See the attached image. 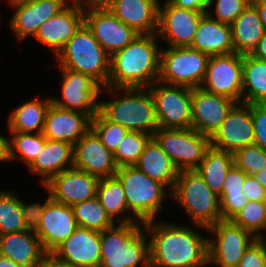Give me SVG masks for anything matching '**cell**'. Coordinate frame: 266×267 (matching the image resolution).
Instances as JSON below:
<instances>
[{
    "label": "cell",
    "instance_id": "cell-1",
    "mask_svg": "<svg viewBox=\"0 0 266 267\" xmlns=\"http://www.w3.org/2000/svg\"><path fill=\"white\" fill-rule=\"evenodd\" d=\"M181 223L160 218L144 223L150 242V267H209L207 228Z\"/></svg>",
    "mask_w": 266,
    "mask_h": 267
},
{
    "label": "cell",
    "instance_id": "cell-2",
    "mask_svg": "<svg viewBox=\"0 0 266 267\" xmlns=\"http://www.w3.org/2000/svg\"><path fill=\"white\" fill-rule=\"evenodd\" d=\"M157 34H138L110 56L109 87L148 88L159 77L162 44Z\"/></svg>",
    "mask_w": 266,
    "mask_h": 267
},
{
    "label": "cell",
    "instance_id": "cell-3",
    "mask_svg": "<svg viewBox=\"0 0 266 267\" xmlns=\"http://www.w3.org/2000/svg\"><path fill=\"white\" fill-rule=\"evenodd\" d=\"M101 94L103 98L108 95L110 97L103 101ZM99 112L107 120L125 127L128 131L153 136L159 128L155 102L148 88L102 87Z\"/></svg>",
    "mask_w": 266,
    "mask_h": 267
},
{
    "label": "cell",
    "instance_id": "cell-4",
    "mask_svg": "<svg viewBox=\"0 0 266 267\" xmlns=\"http://www.w3.org/2000/svg\"><path fill=\"white\" fill-rule=\"evenodd\" d=\"M99 267H150V242L142 222L116 223L100 232Z\"/></svg>",
    "mask_w": 266,
    "mask_h": 267
},
{
    "label": "cell",
    "instance_id": "cell-5",
    "mask_svg": "<svg viewBox=\"0 0 266 267\" xmlns=\"http://www.w3.org/2000/svg\"><path fill=\"white\" fill-rule=\"evenodd\" d=\"M115 176L122 183L129 213L138 222L158 219L164 214L165 201H171L172 191L161 182L149 178L135 166L119 167Z\"/></svg>",
    "mask_w": 266,
    "mask_h": 267
},
{
    "label": "cell",
    "instance_id": "cell-6",
    "mask_svg": "<svg viewBox=\"0 0 266 267\" xmlns=\"http://www.w3.org/2000/svg\"><path fill=\"white\" fill-rule=\"evenodd\" d=\"M54 58L58 61L57 67L87 74L102 87L108 86L110 55L102 48L85 23Z\"/></svg>",
    "mask_w": 266,
    "mask_h": 267
},
{
    "label": "cell",
    "instance_id": "cell-7",
    "mask_svg": "<svg viewBox=\"0 0 266 267\" xmlns=\"http://www.w3.org/2000/svg\"><path fill=\"white\" fill-rule=\"evenodd\" d=\"M171 199L183 208L190 224L209 228L222 220L220 199L204 182L198 172L181 170L171 193Z\"/></svg>",
    "mask_w": 266,
    "mask_h": 267
},
{
    "label": "cell",
    "instance_id": "cell-8",
    "mask_svg": "<svg viewBox=\"0 0 266 267\" xmlns=\"http://www.w3.org/2000/svg\"><path fill=\"white\" fill-rule=\"evenodd\" d=\"M209 55L186 47H161L159 82L197 88L204 79Z\"/></svg>",
    "mask_w": 266,
    "mask_h": 267
},
{
    "label": "cell",
    "instance_id": "cell-9",
    "mask_svg": "<svg viewBox=\"0 0 266 267\" xmlns=\"http://www.w3.org/2000/svg\"><path fill=\"white\" fill-rule=\"evenodd\" d=\"M208 266L237 267L244 252L257 239L231 220H219L207 228Z\"/></svg>",
    "mask_w": 266,
    "mask_h": 267
},
{
    "label": "cell",
    "instance_id": "cell-10",
    "mask_svg": "<svg viewBox=\"0 0 266 267\" xmlns=\"http://www.w3.org/2000/svg\"><path fill=\"white\" fill-rule=\"evenodd\" d=\"M152 137L179 171L196 169L204 159L206 151L211 147L210 137L193 128L167 129L159 127Z\"/></svg>",
    "mask_w": 266,
    "mask_h": 267
},
{
    "label": "cell",
    "instance_id": "cell-11",
    "mask_svg": "<svg viewBox=\"0 0 266 267\" xmlns=\"http://www.w3.org/2000/svg\"><path fill=\"white\" fill-rule=\"evenodd\" d=\"M59 69L61 97L51 96L52 103L63 109L81 112L92 119L99 112L102 86L87 74Z\"/></svg>",
    "mask_w": 266,
    "mask_h": 267
},
{
    "label": "cell",
    "instance_id": "cell-12",
    "mask_svg": "<svg viewBox=\"0 0 266 267\" xmlns=\"http://www.w3.org/2000/svg\"><path fill=\"white\" fill-rule=\"evenodd\" d=\"M150 90L160 128H192V88L154 82Z\"/></svg>",
    "mask_w": 266,
    "mask_h": 267
},
{
    "label": "cell",
    "instance_id": "cell-13",
    "mask_svg": "<svg viewBox=\"0 0 266 267\" xmlns=\"http://www.w3.org/2000/svg\"><path fill=\"white\" fill-rule=\"evenodd\" d=\"M203 90L242 102V54L230 53L210 56L204 79Z\"/></svg>",
    "mask_w": 266,
    "mask_h": 267
},
{
    "label": "cell",
    "instance_id": "cell-14",
    "mask_svg": "<svg viewBox=\"0 0 266 267\" xmlns=\"http://www.w3.org/2000/svg\"><path fill=\"white\" fill-rule=\"evenodd\" d=\"M159 4L157 36L165 45L172 47L190 46L199 21L206 11L180 8L169 0Z\"/></svg>",
    "mask_w": 266,
    "mask_h": 267
},
{
    "label": "cell",
    "instance_id": "cell-15",
    "mask_svg": "<svg viewBox=\"0 0 266 267\" xmlns=\"http://www.w3.org/2000/svg\"><path fill=\"white\" fill-rule=\"evenodd\" d=\"M71 0H33L17 4H8L13 13L7 22L9 28L21 44L33 38L40 25L65 9ZM32 36V37H31Z\"/></svg>",
    "mask_w": 266,
    "mask_h": 267
},
{
    "label": "cell",
    "instance_id": "cell-16",
    "mask_svg": "<svg viewBox=\"0 0 266 267\" xmlns=\"http://www.w3.org/2000/svg\"><path fill=\"white\" fill-rule=\"evenodd\" d=\"M210 144L215 149L230 153L254 145L251 104L237 103L210 137Z\"/></svg>",
    "mask_w": 266,
    "mask_h": 267
},
{
    "label": "cell",
    "instance_id": "cell-17",
    "mask_svg": "<svg viewBox=\"0 0 266 267\" xmlns=\"http://www.w3.org/2000/svg\"><path fill=\"white\" fill-rule=\"evenodd\" d=\"M99 181L98 177L72 167L54 175L42 187L54 201L73 206L96 197Z\"/></svg>",
    "mask_w": 266,
    "mask_h": 267
},
{
    "label": "cell",
    "instance_id": "cell-18",
    "mask_svg": "<svg viewBox=\"0 0 266 267\" xmlns=\"http://www.w3.org/2000/svg\"><path fill=\"white\" fill-rule=\"evenodd\" d=\"M238 102L226 96L192 88V128L211 137Z\"/></svg>",
    "mask_w": 266,
    "mask_h": 267
},
{
    "label": "cell",
    "instance_id": "cell-19",
    "mask_svg": "<svg viewBox=\"0 0 266 267\" xmlns=\"http://www.w3.org/2000/svg\"><path fill=\"white\" fill-rule=\"evenodd\" d=\"M78 227L72 206L54 201H46L40 224L35 232L46 252H52Z\"/></svg>",
    "mask_w": 266,
    "mask_h": 267
},
{
    "label": "cell",
    "instance_id": "cell-20",
    "mask_svg": "<svg viewBox=\"0 0 266 267\" xmlns=\"http://www.w3.org/2000/svg\"><path fill=\"white\" fill-rule=\"evenodd\" d=\"M84 23L110 56L130 44L138 35L108 9L85 12Z\"/></svg>",
    "mask_w": 266,
    "mask_h": 267
},
{
    "label": "cell",
    "instance_id": "cell-21",
    "mask_svg": "<svg viewBox=\"0 0 266 267\" xmlns=\"http://www.w3.org/2000/svg\"><path fill=\"white\" fill-rule=\"evenodd\" d=\"M74 168L100 178L113 177L118 169L114 156L90 129L74 144Z\"/></svg>",
    "mask_w": 266,
    "mask_h": 267
},
{
    "label": "cell",
    "instance_id": "cell-22",
    "mask_svg": "<svg viewBox=\"0 0 266 267\" xmlns=\"http://www.w3.org/2000/svg\"><path fill=\"white\" fill-rule=\"evenodd\" d=\"M83 23L84 12L70 3L59 14L42 23L33 38L55 57Z\"/></svg>",
    "mask_w": 266,
    "mask_h": 267
},
{
    "label": "cell",
    "instance_id": "cell-23",
    "mask_svg": "<svg viewBox=\"0 0 266 267\" xmlns=\"http://www.w3.org/2000/svg\"><path fill=\"white\" fill-rule=\"evenodd\" d=\"M52 252L74 267H99L101 263L100 232L78 226Z\"/></svg>",
    "mask_w": 266,
    "mask_h": 267
},
{
    "label": "cell",
    "instance_id": "cell-24",
    "mask_svg": "<svg viewBox=\"0 0 266 267\" xmlns=\"http://www.w3.org/2000/svg\"><path fill=\"white\" fill-rule=\"evenodd\" d=\"M91 119L81 112L58 107L51 102L45 115L42 131L46 139L74 145L90 130Z\"/></svg>",
    "mask_w": 266,
    "mask_h": 267
},
{
    "label": "cell",
    "instance_id": "cell-25",
    "mask_svg": "<svg viewBox=\"0 0 266 267\" xmlns=\"http://www.w3.org/2000/svg\"><path fill=\"white\" fill-rule=\"evenodd\" d=\"M161 0H117L110 10L138 34H156Z\"/></svg>",
    "mask_w": 266,
    "mask_h": 267
},
{
    "label": "cell",
    "instance_id": "cell-26",
    "mask_svg": "<svg viewBox=\"0 0 266 267\" xmlns=\"http://www.w3.org/2000/svg\"><path fill=\"white\" fill-rule=\"evenodd\" d=\"M74 166V145L46 139L43 150L27 168L29 174L37 176L44 186L54 175Z\"/></svg>",
    "mask_w": 266,
    "mask_h": 267
},
{
    "label": "cell",
    "instance_id": "cell-27",
    "mask_svg": "<svg viewBox=\"0 0 266 267\" xmlns=\"http://www.w3.org/2000/svg\"><path fill=\"white\" fill-rule=\"evenodd\" d=\"M189 47L209 56L235 52L230 24L221 23L205 13Z\"/></svg>",
    "mask_w": 266,
    "mask_h": 267
},
{
    "label": "cell",
    "instance_id": "cell-28",
    "mask_svg": "<svg viewBox=\"0 0 266 267\" xmlns=\"http://www.w3.org/2000/svg\"><path fill=\"white\" fill-rule=\"evenodd\" d=\"M45 252L35 232L23 230L0 235V255L23 267H36Z\"/></svg>",
    "mask_w": 266,
    "mask_h": 267
},
{
    "label": "cell",
    "instance_id": "cell-29",
    "mask_svg": "<svg viewBox=\"0 0 266 267\" xmlns=\"http://www.w3.org/2000/svg\"><path fill=\"white\" fill-rule=\"evenodd\" d=\"M26 100L10 110L7 117L8 133H41L44 128L45 115L52 99L51 95L43 98V94Z\"/></svg>",
    "mask_w": 266,
    "mask_h": 267
},
{
    "label": "cell",
    "instance_id": "cell-30",
    "mask_svg": "<svg viewBox=\"0 0 266 267\" xmlns=\"http://www.w3.org/2000/svg\"><path fill=\"white\" fill-rule=\"evenodd\" d=\"M134 166L149 178L157 180L171 191L173 190L179 170L153 137L146 144Z\"/></svg>",
    "mask_w": 266,
    "mask_h": 267
},
{
    "label": "cell",
    "instance_id": "cell-31",
    "mask_svg": "<svg viewBox=\"0 0 266 267\" xmlns=\"http://www.w3.org/2000/svg\"><path fill=\"white\" fill-rule=\"evenodd\" d=\"M230 26L235 53L242 55L250 54L265 33L258 12L252 4Z\"/></svg>",
    "mask_w": 266,
    "mask_h": 267
},
{
    "label": "cell",
    "instance_id": "cell-32",
    "mask_svg": "<svg viewBox=\"0 0 266 267\" xmlns=\"http://www.w3.org/2000/svg\"><path fill=\"white\" fill-rule=\"evenodd\" d=\"M96 197L115 223L138 222L129 213L123 185L116 176L100 178Z\"/></svg>",
    "mask_w": 266,
    "mask_h": 267
},
{
    "label": "cell",
    "instance_id": "cell-33",
    "mask_svg": "<svg viewBox=\"0 0 266 267\" xmlns=\"http://www.w3.org/2000/svg\"><path fill=\"white\" fill-rule=\"evenodd\" d=\"M242 102L266 103V61L242 55Z\"/></svg>",
    "mask_w": 266,
    "mask_h": 267
},
{
    "label": "cell",
    "instance_id": "cell-34",
    "mask_svg": "<svg viewBox=\"0 0 266 267\" xmlns=\"http://www.w3.org/2000/svg\"><path fill=\"white\" fill-rule=\"evenodd\" d=\"M233 164V153L210 147L195 170L207 186L219 196L226 174Z\"/></svg>",
    "mask_w": 266,
    "mask_h": 267
},
{
    "label": "cell",
    "instance_id": "cell-35",
    "mask_svg": "<svg viewBox=\"0 0 266 267\" xmlns=\"http://www.w3.org/2000/svg\"><path fill=\"white\" fill-rule=\"evenodd\" d=\"M46 138L41 133H9L10 160L24 163L27 169L43 150Z\"/></svg>",
    "mask_w": 266,
    "mask_h": 267
},
{
    "label": "cell",
    "instance_id": "cell-36",
    "mask_svg": "<svg viewBox=\"0 0 266 267\" xmlns=\"http://www.w3.org/2000/svg\"><path fill=\"white\" fill-rule=\"evenodd\" d=\"M20 197L15 189L0 188V235L26 230Z\"/></svg>",
    "mask_w": 266,
    "mask_h": 267
},
{
    "label": "cell",
    "instance_id": "cell-37",
    "mask_svg": "<svg viewBox=\"0 0 266 267\" xmlns=\"http://www.w3.org/2000/svg\"><path fill=\"white\" fill-rule=\"evenodd\" d=\"M79 227L102 232L116 223L107 214L97 197L72 206Z\"/></svg>",
    "mask_w": 266,
    "mask_h": 267
},
{
    "label": "cell",
    "instance_id": "cell-38",
    "mask_svg": "<svg viewBox=\"0 0 266 267\" xmlns=\"http://www.w3.org/2000/svg\"><path fill=\"white\" fill-rule=\"evenodd\" d=\"M151 138L152 135L148 133L128 131L113 153L114 161L118 168L134 166Z\"/></svg>",
    "mask_w": 266,
    "mask_h": 267
},
{
    "label": "cell",
    "instance_id": "cell-39",
    "mask_svg": "<svg viewBox=\"0 0 266 267\" xmlns=\"http://www.w3.org/2000/svg\"><path fill=\"white\" fill-rule=\"evenodd\" d=\"M231 221L258 238L266 232V202L248 201Z\"/></svg>",
    "mask_w": 266,
    "mask_h": 267
},
{
    "label": "cell",
    "instance_id": "cell-40",
    "mask_svg": "<svg viewBox=\"0 0 266 267\" xmlns=\"http://www.w3.org/2000/svg\"><path fill=\"white\" fill-rule=\"evenodd\" d=\"M90 129L112 153L116 151L122 139L128 133L125 127L107 120L100 112L91 119Z\"/></svg>",
    "mask_w": 266,
    "mask_h": 267
},
{
    "label": "cell",
    "instance_id": "cell-41",
    "mask_svg": "<svg viewBox=\"0 0 266 267\" xmlns=\"http://www.w3.org/2000/svg\"><path fill=\"white\" fill-rule=\"evenodd\" d=\"M251 4V0H209L206 13L225 24H231Z\"/></svg>",
    "mask_w": 266,
    "mask_h": 267
},
{
    "label": "cell",
    "instance_id": "cell-42",
    "mask_svg": "<svg viewBox=\"0 0 266 267\" xmlns=\"http://www.w3.org/2000/svg\"><path fill=\"white\" fill-rule=\"evenodd\" d=\"M233 163L243 172L252 175L266 167V151L257 145L246 146L233 153Z\"/></svg>",
    "mask_w": 266,
    "mask_h": 267
},
{
    "label": "cell",
    "instance_id": "cell-43",
    "mask_svg": "<svg viewBox=\"0 0 266 267\" xmlns=\"http://www.w3.org/2000/svg\"><path fill=\"white\" fill-rule=\"evenodd\" d=\"M44 191L47 192L48 196L46 197L45 200L41 203V201H32L31 202H25L23 198L21 197V208H22V213H23V219H24V224L26 226V230L36 232L42 212L45 206L46 201L50 198L49 192L43 187Z\"/></svg>",
    "mask_w": 266,
    "mask_h": 267
},
{
    "label": "cell",
    "instance_id": "cell-44",
    "mask_svg": "<svg viewBox=\"0 0 266 267\" xmlns=\"http://www.w3.org/2000/svg\"><path fill=\"white\" fill-rule=\"evenodd\" d=\"M251 116L254 126V145L266 151V103L251 104Z\"/></svg>",
    "mask_w": 266,
    "mask_h": 267
},
{
    "label": "cell",
    "instance_id": "cell-45",
    "mask_svg": "<svg viewBox=\"0 0 266 267\" xmlns=\"http://www.w3.org/2000/svg\"><path fill=\"white\" fill-rule=\"evenodd\" d=\"M237 267H266V251L258 238L244 252Z\"/></svg>",
    "mask_w": 266,
    "mask_h": 267
},
{
    "label": "cell",
    "instance_id": "cell-46",
    "mask_svg": "<svg viewBox=\"0 0 266 267\" xmlns=\"http://www.w3.org/2000/svg\"><path fill=\"white\" fill-rule=\"evenodd\" d=\"M222 220H231L235 214L248 202L245 194L219 195Z\"/></svg>",
    "mask_w": 266,
    "mask_h": 267
},
{
    "label": "cell",
    "instance_id": "cell-47",
    "mask_svg": "<svg viewBox=\"0 0 266 267\" xmlns=\"http://www.w3.org/2000/svg\"><path fill=\"white\" fill-rule=\"evenodd\" d=\"M247 173L236 167L234 164L228 170L224 184L222 185V192L220 195H236L242 193V186L245 182Z\"/></svg>",
    "mask_w": 266,
    "mask_h": 267
},
{
    "label": "cell",
    "instance_id": "cell-48",
    "mask_svg": "<svg viewBox=\"0 0 266 267\" xmlns=\"http://www.w3.org/2000/svg\"><path fill=\"white\" fill-rule=\"evenodd\" d=\"M242 193L246 195L248 201L266 202V190L251 174L246 176Z\"/></svg>",
    "mask_w": 266,
    "mask_h": 267
},
{
    "label": "cell",
    "instance_id": "cell-49",
    "mask_svg": "<svg viewBox=\"0 0 266 267\" xmlns=\"http://www.w3.org/2000/svg\"><path fill=\"white\" fill-rule=\"evenodd\" d=\"M84 13L90 10H104L110 8V0H71Z\"/></svg>",
    "mask_w": 266,
    "mask_h": 267
},
{
    "label": "cell",
    "instance_id": "cell-50",
    "mask_svg": "<svg viewBox=\"0 0 266 267\" xmlns=\"http://www.w3.org/2000/svg\"><path fill=\"white\" fill-rule=\"evenodd\" d=\"M36 267H74L64 259L59 258L53 252H45Z\"/></svg>",
    "mask_w": 266,
    "mask_h": 267
},
{
    "label": "cell",
    "instance_id": "cell-51",
    "mask_svg": "<svg viewBox=\"0 0 266 267\" xmlns=\"http://www.w3.org/2000/svg\"><path fill=\"white\" fill-rule=\"evenodd\" d=\"M175 6L194 11H206L209 0H169Z\"/></svg>",
    "mask_w": 266,
    "mask_h": 267
},
{
    "label": "cell",
    "instance_id": "cell-52",
    "mask_svg": "<svg viewBox=\"0 0 266 267\" xmlns=\"http://www.w3.org/2000/svg\"><path fill=\"white\" fill-rule=\"evenodd\" d=\"M11 163L9 137L0 134V163Z\"/></svg>",
    "mask_w": 266,
    "mask_h": 267
},
{
    "label": "cell",
    "instance_id": "cell-53",
    "mask_svg": "<svg viewBox=\"0 0 266 267\" xmlns=\"http://www.w3.org/2000/svg\"><path fill=\"white\" fill-rule=\"evenodd\" d=\"M250 55L254 56L257 59L266 61V32L263 37L257 43V46L250 53Z\"/></svg>",
    "mask_w": 266,
    "mask_h": 267
},
{
    "label": "cell",
    "instance_id": "cell-54",
    "mask_svg": "<svg viewBox=\"0 0 266 267\" xmlns=\"http://www.w3.org/2000/svg\"><path fill=\"white\" fill-rule=\"evenodd\" d=\"M251 4L257 10L259 18L266 32V0H251Z\"/></svg>",
    "mask_w": 266,
    "mask_h": 267
},
{
    "label": "cell",
    "instance_id": "cell-55",
    "mask_svg": "<svg viewBox=\"0 0 266 267\" xmlns=\"http://www.w3.org/2000/svg\"><path fill=\"white\" fill-rule=\"evenodd\" d=\"M252 176H254L259 184L266 190V167L262 171L253 173Z\"/></svg>",
    "mask_w": 266,
    "mask_h": 267
},
{
    "label": "cell",
    "instance_id": "cell-56",
    "mask_svg": "<svg viewBox=\"0 0 266 267\" xmlns=\"http://www.w3.org/2000/svg\"><path fill=\"white\" fill-rule=\"evenodd\" d=\"M0 267H23V266L16 264L15 262H13L12 260L3 255H0Z\"/></svg>",
    "mask_w": 266,
    "mask_h": 267
},
{
    "label": "cell",
    "instance_id": "cell-57",
    "mask_svg": "<svg viewBox=\"0 0 266 267\" xmlns=\"http://www.w3.org/2000/svg\"><path fill=\"white\" fill-rule=\"evenodd\" d=\"M258 240L263 244L265 251H266V232H264L263 234H261L258 237Z\"/></svg>",
    "mask_w": 266,
    "mask_h": 267
},
{
    "label": "cell",
    "instance_id": "cell-58",
    "mask_svg": "<svg viewBox=\"0 0 266 267\" xmlns=\"http://www.w3.org/2000/svg\"><path fill=\"white\" fill-rule=\"evenodd\" d=\"M33 0H7V4H17V3H23V2H30Z\"/></svg>",
    "mask_w": 266,
    "mask_h": 267
},
{
    "label": "cell",
    "instance_id": "cell-59",
    "mask_svg": "<svg viewBox=\"0 0 266 267\" xmlns=\"http://www.w3.org/2000/svg\"><path fill=\"white\" fill-rule=\"evenodd\" d=\"M117 0H110V7L112 5V3L116 2Z\"/></svg>",
    "mask_w": 266,
    "mask_h": 267
}]
</instances>
